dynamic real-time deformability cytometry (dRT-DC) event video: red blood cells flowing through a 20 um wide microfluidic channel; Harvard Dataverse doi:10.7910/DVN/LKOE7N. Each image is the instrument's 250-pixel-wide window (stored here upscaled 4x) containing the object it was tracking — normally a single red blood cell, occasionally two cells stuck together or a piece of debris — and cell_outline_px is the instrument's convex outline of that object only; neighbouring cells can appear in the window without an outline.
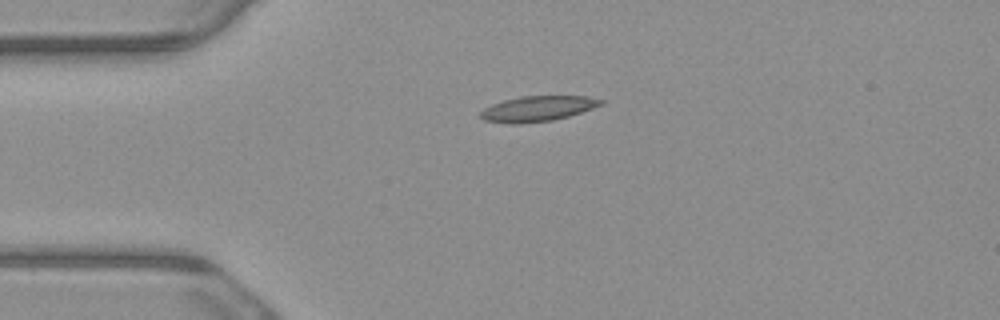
{"species": "common noctule bat (a hibernating species)", "species_latin": "Nyctalus noctula", "temperature_condition": "warm", "stored_images_in_passage": 6, "camera_frame_rate_fps": 3000, "um_per_image_px": 0.085, "animal": {"sex": "male", "body_mass_g": 23.1, "forearm_length_mm": 52.7}, "frame": {"image": 1, "passage_image": 1, "time_ms": 0.0, "image_size_px": [1000, 320], "cell_outline_px": [[604, 104], [568, 116], [552, 120], [520, 124], [512, 124], [484, 120], [480, 116], [480, 112], [484, 108], [492, 104], [504, 100], [520, 96], [588, 96], [604, 100]], "centroid_in_image_um": [45.69, 9.23], "position_along_channel_um": 39.3, "area_um2": 17.74}}
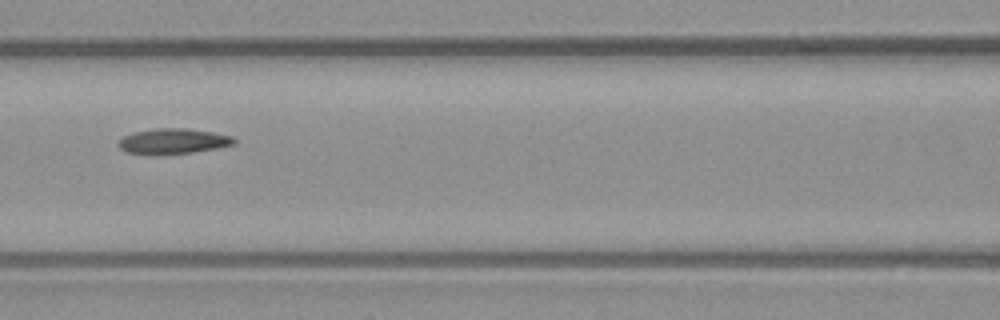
{"frame": {"image": 2, "passage_image": 4, "time_ms": 1.0, "image_size_px": [1000, 320], "cell_outline_px": [[236, 144], [216, 148], [192, 152], [156, 156], [128, 152], [120, 148], [116, 144], [124, 136], [132, 132], [152, 128], [188, 128], [212, 132], [232, 136], [236, 140]], "centroid_in_image_um": [14.69, 12.01], "position_along_channel_um": 151.9, "area_um2": 17.4}}
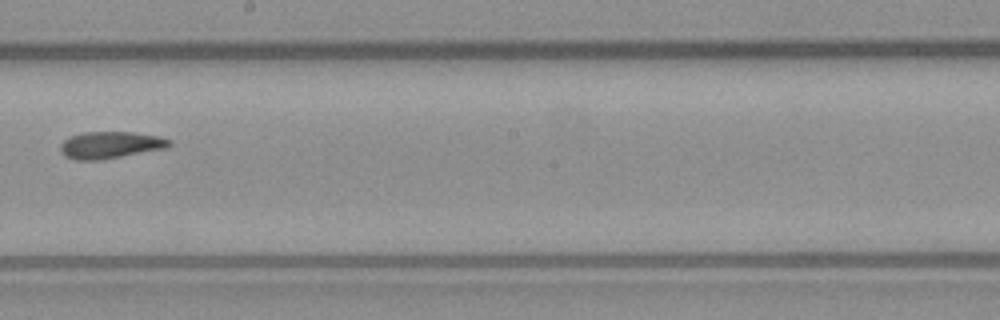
{"frame": {"image": 3, "passage_image": 6, "time_ms": 1.667, "image_size_px": [1000, 320], "cell_outline_px": [[172, 144], [168, 148], [100, 160], [76, 160], [64, 156], [60, 152], [60, 144], [64, 140], [72, 136], [84, 132], [132, 132], [160, 136], [172, 140]], "centroid_in_image_um": [9.41, 12.33], "position_along_channel_um": 238.8, "area_um2": 17.22}}